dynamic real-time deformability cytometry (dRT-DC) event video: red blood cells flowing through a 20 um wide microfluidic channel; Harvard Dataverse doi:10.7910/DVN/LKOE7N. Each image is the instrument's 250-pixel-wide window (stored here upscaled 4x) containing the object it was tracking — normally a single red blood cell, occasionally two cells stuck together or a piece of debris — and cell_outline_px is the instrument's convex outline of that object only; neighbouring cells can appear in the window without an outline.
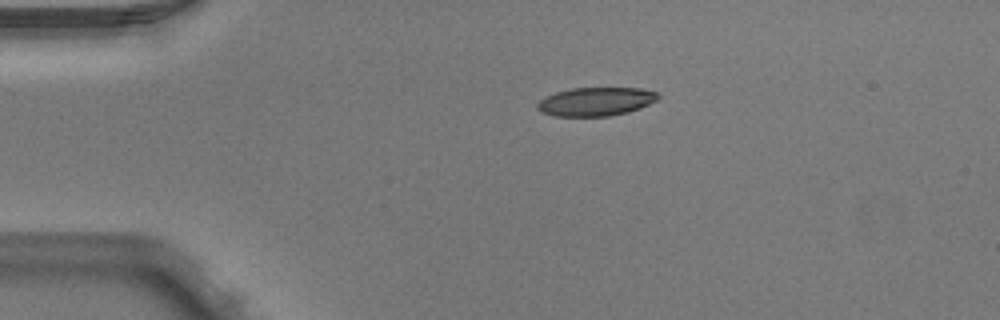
{"species": "Egyptian fruit bat (a non-hibernating species)", "species_latin": "Rousettus aegyptiacus", "temperature_condition": "warm", "stored_images_in_passage": 2, "camera_frame_rate_fps": 3000, "um_per_image_px": 0.085, "animal": {"sex": "male"}, "frame": {"image": 1, "passage_image": 1, "time_ms": 0.0, "image_size_px": [1000, 320], "cell_outline_px": [[660, 96], [656, 100], [640, 108], [628, 112], [608, 116], [556, 116], [540, 112], [536, 108], [536, 104], [540, 100], [556, 92], [572, 88], [640, 88], [656, 92]], "centroid_in_image_um": [50.63, 8.64], "position_along_channel_um": 34.4, "area_um2": 20.0}}